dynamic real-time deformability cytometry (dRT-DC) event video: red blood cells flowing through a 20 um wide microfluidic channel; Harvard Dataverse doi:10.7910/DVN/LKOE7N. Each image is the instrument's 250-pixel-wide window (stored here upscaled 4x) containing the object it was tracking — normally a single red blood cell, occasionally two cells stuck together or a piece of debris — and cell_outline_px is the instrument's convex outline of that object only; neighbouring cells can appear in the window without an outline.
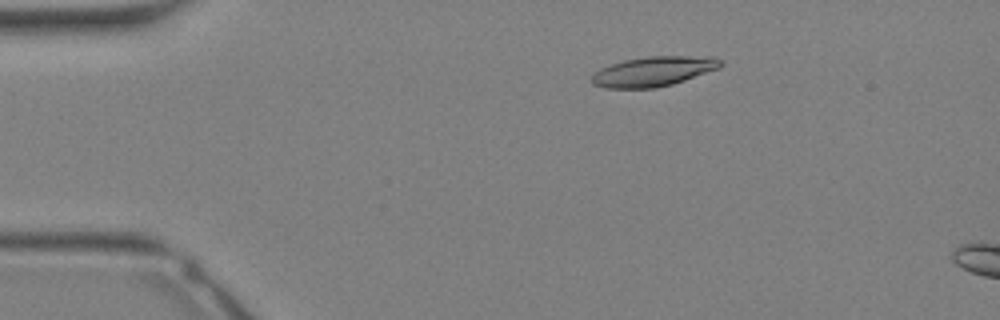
{"species": "Egyptian fruit bat (a non-hibernating species)", "species_latin": "Rousettus aegyptiacus", "temperature_condition": "warm", "stored_images_in_passage": 9, "camera_frame_rate_fps": 3000, "um_per_image_px": 0.085, "animal": {"sex": "female"}, "frame": {"image": 1, "passage_image": 6, "time_ms": 1.667, "image_size_px": [1000, 320], "cell_outline_px": [[724, 64], [720, 68], [672, 84], [656, 88], [604, 88], [592, 84], [588, 80], [600, 68], [624, 60], [648, 56], [712, 56], [720, 60]], "centroid_in_image_um": [55.53, 6.07], "position_along_channel_um": 29.5, "area_um2": 22.48}}